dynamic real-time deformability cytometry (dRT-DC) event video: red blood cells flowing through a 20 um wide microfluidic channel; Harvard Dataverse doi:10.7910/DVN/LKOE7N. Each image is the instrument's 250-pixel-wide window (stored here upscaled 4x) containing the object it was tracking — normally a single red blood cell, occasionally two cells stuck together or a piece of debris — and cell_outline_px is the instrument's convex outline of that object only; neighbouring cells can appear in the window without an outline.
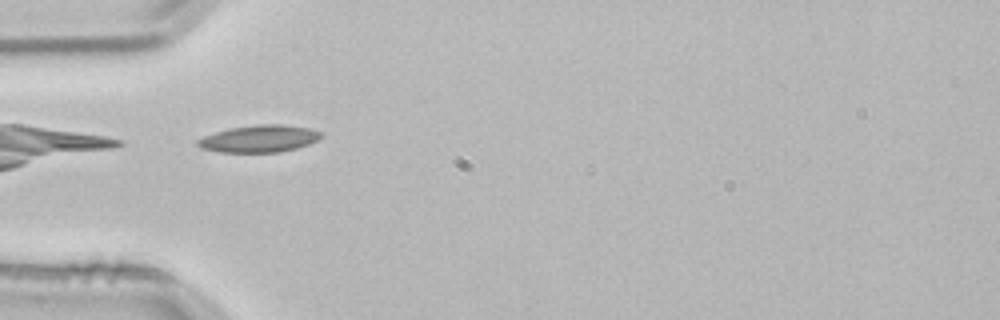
{"species": "common noctule bat (a hibernating species)", "species_latin": "Nyctalus noctula", "temperature_condition": "room temperature", "stored_images_in_passage": 2, "camera_frame_rate_fps": 3000, "um_per_image_px": 0.085, "animal": {"sex": "male", "body_mass_g": 21.5, "forearm_length_mm": 52.0}, "frame": {"image": 1, "passage_image": 1, "time_ms": 0.0, "image_size_px": [1000, 320], "cell_outline_px": [[324, 136], [308, 144], [296, 148], [280, 152], [220, 152], [200, 148], [196, 144], [196, 140], [204, 136], [216, 132], [232, 128], [256, 124], [284, 124], [308, 128], [320, 132]], "centroid_in_image_um": [22.02, 11.79], "position_along_channel_um": 63.0, "area_um2": 19.42}}